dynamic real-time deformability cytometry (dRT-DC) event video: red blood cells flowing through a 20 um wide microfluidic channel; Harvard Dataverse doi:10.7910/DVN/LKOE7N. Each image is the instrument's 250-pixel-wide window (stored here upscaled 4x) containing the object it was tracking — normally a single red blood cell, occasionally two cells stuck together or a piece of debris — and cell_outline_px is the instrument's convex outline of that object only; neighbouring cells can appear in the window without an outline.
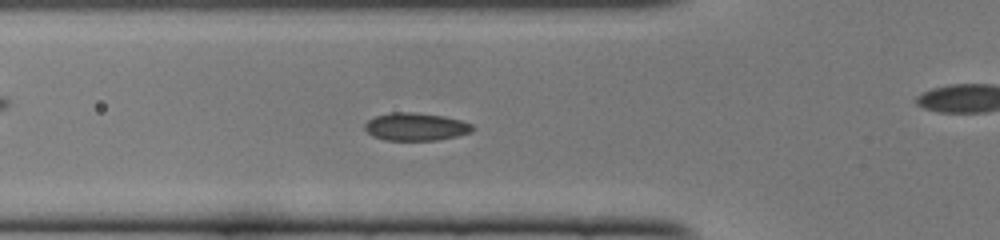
{"species": "common noctule bat (a hibernating species)", "species_latin": "Nyctalus noctula", "temperature_condition": "cold", "stored_images_in_passage": 47, "camera_frame_rate_fps": 3000, "um_per_image_px": 0.085, "animal": {"sex": "female", "body_mass_g": 22.0, "forearm_length_mm": 56.7}, "frame": {"image": 1, "passage_image": 17, "time_ms": 5.333, "image_size_px": [1000, 240], "cell_outline_px": [[472, 132], [456, 136], [436, 140], [384, 140], [372, 136], [364, 128], [364, 124], [368, 120], [376, 116], [392, 112], [412, 112], [444, 116], [460, 120], [472, 124]], "centroid_in_image_um": [35.31, 10.77], "position_along_channel_um": 90.5, "area_um2": 17.34}}
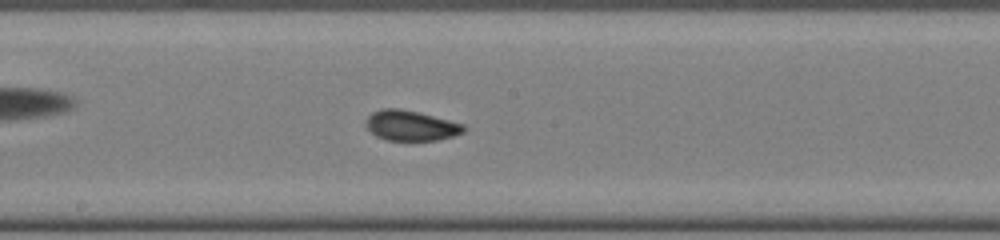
{"frame": {"image": 2, "passage_image": 26, "time_ms": 8.333, "image_size_px": [1000, 240], "cell_outline_px": [[464, 132], [452, 136], [436, 140], [388, 140], [376, 136], [364, 124], [364, 120], [372, 112], [384, 108], [396, 108], [416, 112], [464, 124]], "centroid_in_image_um": [34.87, 10.67], "position_along_channel_um": 213.3, "area_um2": 16.94}}
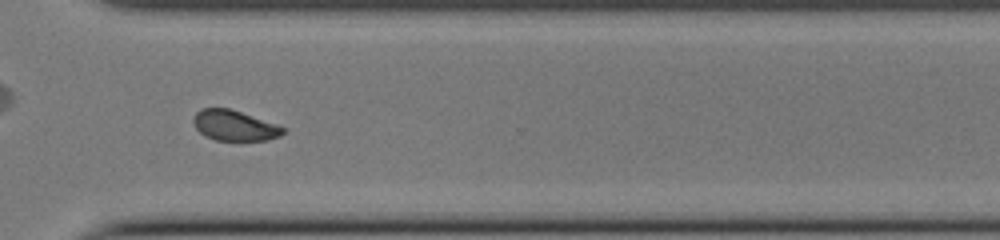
{"frame": {"image": 3, "passage_image": 36, "time_ms": 11.667, "image_size_px": [1000, 240], "cell_outline_px": [[284, 132], [280, 136], [268, 140], [216, 140], [204, 136], [196, 128], [192, 120], [196, 112], [200, 108], [228, 108], [240, 112], [284, 128]], "centroid_in_image_um": [19.86, 10.67], "position_along_channel_um": 350.7, "area_um2": 15.55}, "authors_computed_cell_mechanics": {"area_um2": 16.6464, "velocity_mm_per_s": 4.0906, "shape_relaxation_time_tau1_ms": 6.1545, "shape_relaxation_time_tau2_ms": 1.5773, "deformation_change_tau1": 0.12, "deformation_change_tau2": 0.0538}}